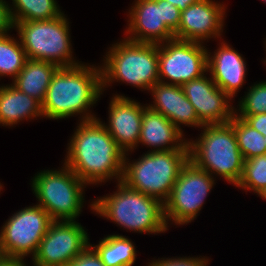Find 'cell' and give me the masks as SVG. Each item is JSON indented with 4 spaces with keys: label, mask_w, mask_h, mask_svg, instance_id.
Listing matches in <instances>:
<instances>
[{
    "label": "cell",
    "mask_w": 266,
    "mask_h": 266,
    "mask_svg": "<svg viewBox=\"0 0 266 266\" xmlns=\"http://www.w3.org/2000/svg\"><path fill=\"white\" fill-rule=\"evenodd\" d=\"M70 139L64 164L86 185L122 180L125 152L99 118L80 121Z\"/></svg>",
    "instance_id": "6da1fadb"
},
{
    "label": "cell",
    "mask_w": 266,
    "mask_h": 266,
    "mask_svg": "<svg viewBox=\"0 0 266 266\" xmlns=\"http://www.w3.org/2000/svg\"><path fill=\"white\" fill-rule=\"evenodd\" d=\"M102 92L101 69L98 66L82 63L59 67L52 76L41 105L43 116L63 119L81 113V121L97 119L89 113V109L96 104Z\"/></svg>",
    "instance_id": "7a4b0ae2"
},
{
    "label": "cell",
    "mask_w": 266,
    "mask_h": 266,
    "mask_svg": "<svg viewBox=\"0 0 266 266\" xmlns=\"http://www.w3.org/2000/svg\"><path fill=\"white\" fill-rule=\"evenodd\" d=\"M118 189L111 195L98 198L91 210L115 222L120 227L138 233L166 232L164 203L118 181Z\"/></svg>",
    "instance_id": "3957f363"
},
{
    "label": "cell",
    "mask_w": 266,
    "mask_h": 266,
    "mask_svg": "<svg viewBox=\"0 0 266 266\" xmlns=\"http://www.w3.org/2000/svg\"><path fill=\"white\" fill-rule=\"evenodd\" d=\"M195 141H188L189 160L200 169L223 177L237 185L243 171L244 159L239 150L234 128L230 122L206 124Z\"/></svg>",
    "instance_id": "277c9868"
},
{
    "label": "cell",
    "mask_w": 266,
    "mask_h": 266,
    "mask_svg": "<svg viewBox=\"0 0 266 266\" xmlns=\"http://www.w3.org/2000/svg\"><path fill=\"white\" fill-rule=\"evenodd\" d=\"M109 49L103 66H99L102 91L114 81L126 82L144 90H149L159 81L157 44L134 42L124 38Z\"/></svg>",
    "instance_id": "5b68a950"
},
{
    "label": "cell",
    "mask_w": 266,
    "mask_h": 266,
    "mask_svg": "<svg viewBox=\"0 0 266 266\" xmlns=\"http://www.w3.org/2000/svg\"><path fill=\"white\" fill-rule=\"evenodd\" d=\"M127 160L129 159L125 154L121 181L164 203L169 198L181 169L189 160V150L149 151L138 161Z\"/></svg>",
    "instance_id": "8992f818"
},
{
    "label": "cell",
    "mask_w": 266,
    "mask_h": 266,
    "mask_svg": "<svg viewBox=\"0 0 266 266\" xmlns=\"http://www.w3.org/2000/svg\"><path fill=\"white\" fill-rule=\"evenodd\" d=\"M64 13L56 18L14 23L28 59L51 62L58 67L81 64L73 60L69 22Z\"/></svg>",
    "instance_id": "52a82bcc"
},
{
    "label": "cell",
    "mask_w": 266,
    "mask_h": 266,
    "mask_svg": "<svg viewBox=\"0 0 266 266\" xmlns=\"http://www.w3.org/2000/svg\"><path fill=\"white\" fill-rule=\"evenodd\" d=\"M62 169L44 170L32 179V190L53 221H75L83 206V188L87 186L65 164Z\"/></svg>",
    "instance_id": "ba28073f"
},
{
    "label": "cell",
    "mask_w": 266,
    "mask_h": 266,
    "mask_svg": "<svg viewBox=\"0 0 266 266\" xmlns=\"http://www.w3.org/2000/svg\"><path fill=\"white\" fill-rule=\"evenodd\" d=\"M129 10L128 40L162 44L175 39L181 11L166 0H135Z\"/></svg>",
    "instance_id": "9c48e42d"
},
{
    "label": "cell",
    "mask_w": 266,
    "mask_h": 266,
    "mask_svg": "<svg viewBox=\"0 0 266 266\" xmlns=\"http://www.w3.org/2000/svg\"><path fill=\"white\" fill-rule=\"evenodd\" d=\"M206 170L195 166L190 160L183 166L169 198L164 202L165 221L177 225L188 224L200 212L214 181Z\"/></svg>",
    "instance_id": "30bf717a"
},
{
    "label": "cell",
    "mask_w": 266,
    "mask_h": 266,
    "mask_svg": "<svg viewBox=\"0 0 266 266\" xmlns=\"http://www.w3.org/2000/svg\"><path fill=\"white\" fill-rule=\"evenodd\" d=\"M52 221L38 203L14 213L0 230L3 254L23 259L32 254L33 258Z\"/></svg>",
    "instance_id": "8fae6325"
},
{
    "label": "cell",
    "mask_w": 266,
    "mask_h": 266,
    "mask_svg": "<svg viewBox=\"0 0 266 266\" xmlns=\"http://www.w3.org/2000/svg\"><path fill=\"white\" fill-rule=\"evenodd\" d=\"M207 56L201 42L173 39L158 44L159 81L182 86L202 77L207 72Z\"/></svg>",
    "instance_id": "7c38bea8"
},
{
    "label": "cell",
    "mask_w": 266,
    "mask_h": 266,
    "mask_svg": "<svg viewBox=\"0 0 266 266\" xmlns=\"http://www.w3.org/2000/svg\"><path fill=\"white\" fill-rule=\"evenodd\" d=\"M76 221H52L32 258L33 266H67L90 243Z\"/></svg>",
    "instance_id": "4fadbf2b"
},
{
    "label": "cell",
    "mask_w": 266,
    "mask_h": 266,
    "mask_svg": "<svg viewBox=\"0 0 266 266\" xmlns=\"http://www.w3.org/2000/svg\"><path fill=\"white\" fill-rule=\"evenodd\" d=\"M181 87L203 125L227 123L234 117L235 108L229 105L232 99L205 74Z\"/></svg>",
    "instance_id": "5bb4252c"
},
{
    "label": "cell",
    "mask_w": 266,
    "mask_h": 266,
    "mask_svg": "<svg viewBox=\"0 0 266 266\" xmlns=\"http://www.w3.org/2000/svg\"><path fill=\"white\" fill-rule=\"evenodd\" d=\"M225 7L215 0H198L181 12L175 39L201 42L219 38L223 32Z\"/></svg>",
    "instance_id": "9a60e30c"
},
{
    "label": "cell",
    "mask_w": 266,
    "mask_h": 266,
    "mask_svg": "<svg viewBox=\"0 0 266 266\" xmlns=\"http://www.w3.org/2000/svg\"><path fill=\"white\" fill-rule=\"evenodd\" d=\"M109 105V122L103 126L127 154L138 146L145 106L118 94L113 96Z\"/></svg>",
    "instance_id": "2e32d148"
},
{
    "label": "cell",
    "mask_w": 266,
    "mask_h": 266,
    "mask_svg": "<svg viewBox=\"0 0 266 266\" xmlns=\"http://www.w3.org/2000/svg\"><path fill=\"white\" fill-rule=\"evenodd\" d=\"M149 91L154 101L147 107L169 119L182 133L181 124L192 127L203 126L180 85L158 81Z\"/></svg>",
    "instance_id": "e0dca14e"
},
{
    "label": "cell",
    "mask_w": 266,
    "mask_h": 266,
    "mask_svg": "<svg viewBox=\"0 0 266 266\" xmlns=\"http://www.w3.org/2000/svg\"><path fill=\"white\" fill-rule=\"evenodd\" d=\"M207 56V72L214 83L231 99L242 87L246 77L243 57L228 44L222 42L215 52Z\"/></svg>",
    "instance_id": "ac0fdd59"
},
{
    "label": "cell",
    "mask_w": 266,
    "mask_h": 266,
    "mask_svg": "<svg viewBox=\"0 0 266 266\" xmlns=\"http://www.w3.org/2000/svg\"><path fill=\"white\" fill-rule=\"evenodd\" d=\"M183 133L162 114L144 107L138 144L155 147L152 151L188 150ZM172 144V145H170Z\"/></svg>",
    "instance_id": "d6986e66"
},
{
    "label": "cell",
    "mask_w": 266,
    "mask_h": 266,
    "mask_svg": "<svg viewBox=\"0 0 266 266\" xmlns=\"http://www.w3.org/2000/svg\"><path fill=\"white\" fill-rule=\"evenodd\" d=\"M41 104L12 84L0 87V125L13 126L26 119L42 117Z\"/></svg>",
    "instance_id": "ffe728a7"
},
{
    "label": "cell",
    "mask_w": 266,
    "mask_h": 266,
    "mask_svg": "<svg viewBox=\"0 0 266 266\" xmlns=\"http://www.w3.org/2000/svg\"><path fill=\"white\" fill-rule=\"evenodd\" d=\"M58 68L51 62L27 59L12 85L42 105L52 76Z\"/></svg>",
    "instance_id": "44dd1931"
},
{
    "label": "cell",
    "mask_w": 266,
    "mask_h": 266,
    "mask_svg": "<svg viewBox=\"0 0 266 266\" xmlns=\"http://www.w3.org/2000/svg\"><path fill=\"white\" fill-rule=\"evenodd\" d=\"M106 266H132L136 260V248L126 236L108 235L92 246Z\"/></svg>",
    "instance_id": "7402d4cb"
},
{
    "label": "cell",
    "mask_w": 266,
    "mask_h": 266,
    "mask_svg": "<svg viewBox=\"0 0 266 266\" xmlns=\"http://www.w3.org/2000/svg\"><path fill=\"white\" fill-rule=\"evenodd\" d=\"M10 14L13 23L56 18L63 14L56 0H12ZM15 9V10H14ZM13 10V11H12Z\"/></svg>",
    "instance_id": "603a6c76"
},
{
    "label": "cell",
    "mask_w": 266,
    "mask_h": 266,
    "mask_svg": "<svg viewBox=\"0 0 266 266\" xmlns=\"http://www.w3.org/2000/svg\"><path fill=\"white\" fill-rule=\"evenodd\" d=\"M229 122L234 128L237 144L244 160L266 155L264 136L260 132L236 115Z\"/></svg>",
    "instance_id": "cb8c5ba5"
},
{
    "label": "cell",
    "mask_w": 266,
    "mask_h": 266,
    "mask_svg": "<svg viewBox=\"0 0 266 266\" xmlns=\"http://www.w3.org/2000/svg\"><path fill=\"white\" fill-rule=\"evenodd\" d=\"M16 40L9 34L0 36V77L9 75L13 80L28 59L21 41Z\"/></svg>",
    "instance_id": "d4e9b609"
},
{
    "label": "cell",
    "mask_w": 266,
    "mask_h": 266,
    "mask_svg": "<svg viewBox=\"0 0 266 266\" xmlns=\"http://www.w3.org/2000/svg\"><path fill=\"white\" fill-rule=\"evenodd\" d=\"M236 187L253 190L257 194L266 188V155L244 160L242 175Z\"/></svg>",
    "instance_id": "484cf974"
},
{
    "label": "cell",
    "mask_w": 266,
    "mask_h": 266,
    "mask_svg": "<svg viewBox=\"0 0 266 266\" xmlns=\"http://www.w3.org/2000/svg\"><path fill=\"white\" fill-rule=\"evenodd\" d=\"M239 110L240 113H237ZM235 115H257L266 113V81L255 83L239 102Z\"/></svg>",
    "instance_id": "4316f807"
},
{
    "label": "cell",
    "mask_w": 266,
    "mask_h": 266,
    "mask_svg": "<svg viewBox=\"0 0 266 266\" xmlns=\"http://www.w3.org/2000/svg\"><path fill=\"white\" fill-rule=\"evenodd\" d=\"M209 259L200 257H177L153 260L148 266H208Z\"/></svg>",
    "instance_id": "83f0119b"
},
{
    "label": "cell",
    "mask_w": 266,
    "mask_h": 266,
    "mask_svg": "<svg viewBox=\"0 0 266 266\" xmlns=\"http://www.w3.org/2000/svg\"><path fill=\"white\" fill-rule=\"evenodd\" d=\"M67 266H106L96 251L88 245Z\"/></svg>",
    "instance_id": "f1b7e54d"
},
{
    "label": "cell",
    "mask_w": 266,
    "mask_h": 266,
    "mask_svg": "<svg viewBox=\"0 0 266 266\" xmlns=\"http://www.w3.org/2000/svg\"><path fill=\"white\" fill-rule=\"evenodd\" d=\"M237 117L243 119L249 126L256 129L264 136L266 145V113L257 115H236Z\"/></svg>",
    "instance_id": "f546056e"
},
{
    "label": "cell",
    "mask_w": 266,
    "mask_h": 266,
    "mask_svg": "<svg viewBox=\"0 0 266 266\" xmlns=\"http://www.w3.org/2000/svg\"><path fill=\"white\" fill-rule=\"evenodd\" d=\"M9 7L5 0H0V36L6 35L11 28L14 29Z\"/></svg>",
    "instance_id": "4dcf8cb0"
},
{
    "label": "cell",
    "mask_w": 266,
    "mask_h": 266,
    "mask_svg": "<svg viewBox=\"0 0 266 266\" xmlns=\"http://www.w3.org/2000/svg\"><path fill=\"white\" fill-rule=\"evenodd\" d=\"M0 266H26V264H25L23 258L4 256L0 260Z\"/></svg>",
    "instance_id": "1f68e13d"
},
{
    "label": "cell",
    "mask_w": 266,
    "mask_h": 266,
    "mask_svg": "<svg viewBox=\"0 0 266 266\" xmlns=\"http://www.w3.org/2000/svg\"><path fill=\"white\" fill-rule=\"evenodd\" d=\"M170 2L172 5L179 8V10L182 12L185 10L189 5L194 4L198 0H166Z\"/></svg>",
    "instance_id": "d6a6232c"
},
{
    "label": "cell",
    "mask_w": 266,
    "mask_h": 266,
    "mask_svg": "<svg viewBox=\"0 0 266 266\" xmlns=\"http://www.w3.org/2000/svg\"><path fill=\"white\" fill-rule=\"evenodd\" d=\"M258 195L262 197L263 199H266V188L262 190Z\"/></svg>",
    "instance_id": "836d02e7"
},
{
    "label": "cell",
    "mask_w": 266,
    "mask_h": 266,
    "mask_svg": "<svg viewBox=\"0 0 266 266\" xmlns=\"http://www.w3.org/2000/svg\"><path fill=\"white\" fill-rule=\"evenodd\" d=\"M5 255L3 254L1 243H0V260L4 257Z\"/></svg>",
    "instance_id": "e575fe53"
}]
</instances>
